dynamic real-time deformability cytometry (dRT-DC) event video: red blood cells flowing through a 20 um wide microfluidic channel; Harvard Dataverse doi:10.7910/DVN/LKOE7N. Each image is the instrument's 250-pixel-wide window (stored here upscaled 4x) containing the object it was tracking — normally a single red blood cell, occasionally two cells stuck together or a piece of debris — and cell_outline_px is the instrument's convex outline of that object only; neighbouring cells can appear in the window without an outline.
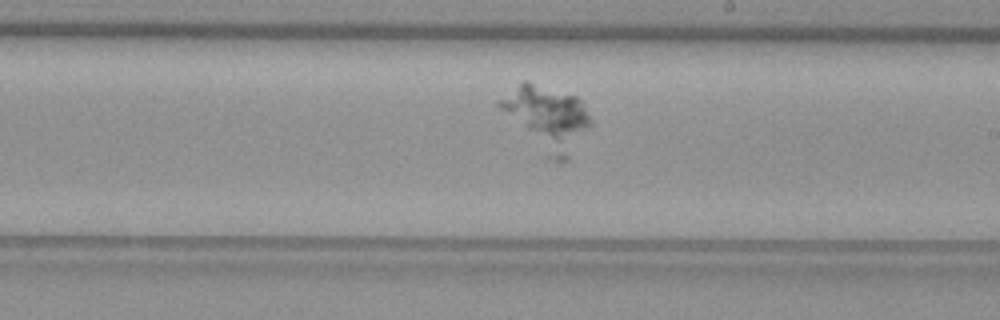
{"species": "common noctule bat (a hibernating species)", "species_latin": "Nyctalus noctula", "temperature_condition": "warm", "stored_images_in_passage": 45, "camera_frame_rate_fps": 3000, "um_per_image_px": 0.085, "animal": {"sex": "female", "body_mass_g": 29.2, "forearm_length_mm": 56.3}, "frame": {"image": 1, "passage_image": 21, "time_ms": 6.667, "image_size_px": [1000, 320], "cell_outline_px": [[592, 124], [568, 160], [556, 164], [544, 156], [496, 104], [496, 100], [520, 80], [528, 80], [576, 96], [580, 100], [592, 120]], "centroid_in_image_um": [46.48, 10.03], "position_along_channel_um": 242.5, "area_um2": 34.51}}
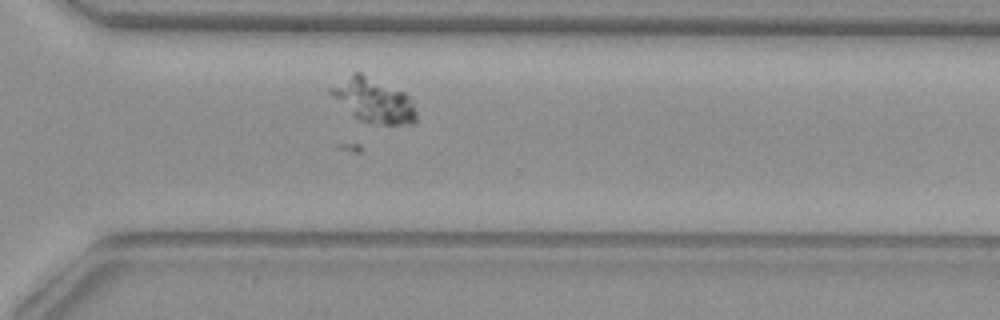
{"frame": {"image": 2, "passage_image": 29, "time_ms": 9.333, "image_size_px": [1000, 320], "cell_outline_px": [[416, 124], [384, 124], [360, 120], [352, 116], [328, 92], [328, 88], [352, 72], [360, 72], [404, 92], [412, 100], [416, 112]], "centroid_in_image_um": [31.73, 8.52], "position_along_channel_um": 338.9, "area_um2": 21.96}}